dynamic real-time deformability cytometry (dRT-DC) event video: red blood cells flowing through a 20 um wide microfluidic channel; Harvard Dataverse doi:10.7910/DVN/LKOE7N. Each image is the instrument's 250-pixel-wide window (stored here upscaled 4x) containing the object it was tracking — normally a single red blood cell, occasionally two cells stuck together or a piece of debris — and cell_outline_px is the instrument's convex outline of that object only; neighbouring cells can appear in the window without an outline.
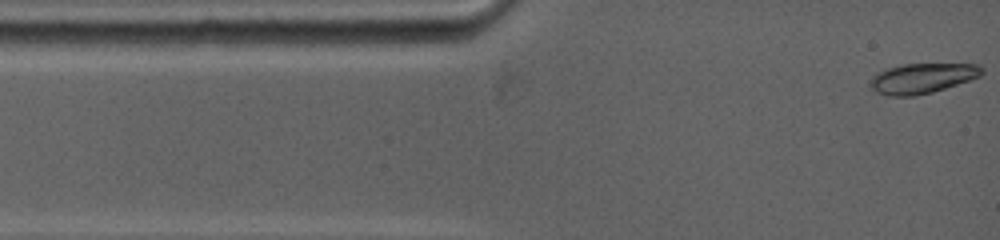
{"species": "common noctule bat (a hibernating species)", "species_latin": "Nyctalus noctula", "temperature_condition": "warm", "stored_images_in_passage": 7, "camera_frame_rate_fps": 5000, "um_per_image_px": 0.085, "animal": {"sex": "female", "body_mass_g": 19.0, "forearm_length_mm": 53.3}, "frame": {"image": 1, "passage_image": 1, "time_ms": 0.0, "image_size_px": [1000, 240], "cell_outline_px": [[984, 72], [980, 76], [932, 92], [916, 96], [888, 96], [876, 92], [868, 84], [872, 76], [876, 72], [884, 68], [900, 64], [980, 64], [984, 68]], "centroid_in_image_um": [78.33, 6.64], "position_along_channel_um": 6.7, "area_um2": 19.77}}
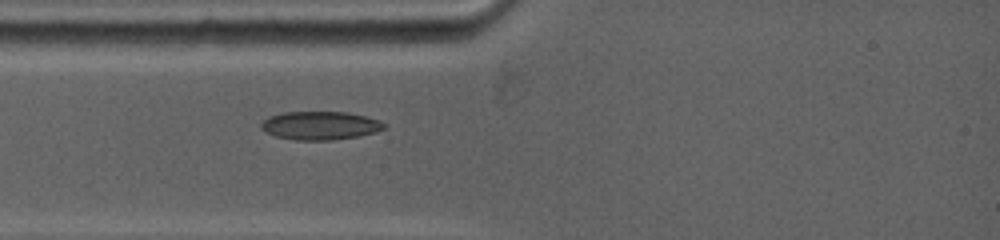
{"frame": {"image": 2, "passage_image": 7, "time_ms": 2.6, "image_size_px": [1000, 240], "cell_outline_px": [[388, 128], [376, 132], [360, 136], [332, 140], [296, 140], [276, 136], [264, 132], [260, 128], [260, 124], [268, 116], [280, 112], [348, 112], [368, 116], [380, 120], [388, 124]], "centroid_in_image_um": [27.26, 10.66], "position_along_channel_um": 57.7, "area_um2": 20.81}}